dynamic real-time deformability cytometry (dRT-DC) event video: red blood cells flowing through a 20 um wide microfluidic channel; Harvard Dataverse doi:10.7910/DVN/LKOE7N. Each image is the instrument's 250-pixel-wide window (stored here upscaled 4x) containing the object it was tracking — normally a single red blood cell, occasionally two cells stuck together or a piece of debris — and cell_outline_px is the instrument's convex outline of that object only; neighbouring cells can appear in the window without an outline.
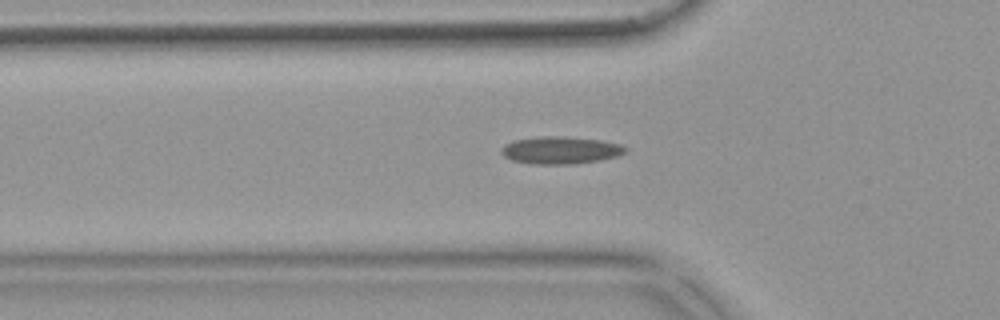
{"species": "common noctule bat (a hibernating species)", "species_latin": "Nyctalus noctula", "temperature_condition": "warm", "stored_images_in_passage": 40, "camera_frame_rate_fps": 3000, "um_per_image_px": 0.085, "animal": {"sex": "female", "body_mass_g": 18.4}, "frame": {"image": 1, "passage_image": 4, "time_ms": 1.0, "image_size_px": [1000, 320], "cell_outline_px": [[628, 152], [616, 156], [600, 160], [576, 164], [532, 164], [512, 160], [504, 156], [500, 152], [500, 148], [504, 144], [512, 140], [540, 136], [564, 136], [600, 140], [620, 144], [628, 148]], "centroid_in_image_um": [47.63, 12.76], "position_along_channel_um": 78.2, "area_um2": 20.06}}
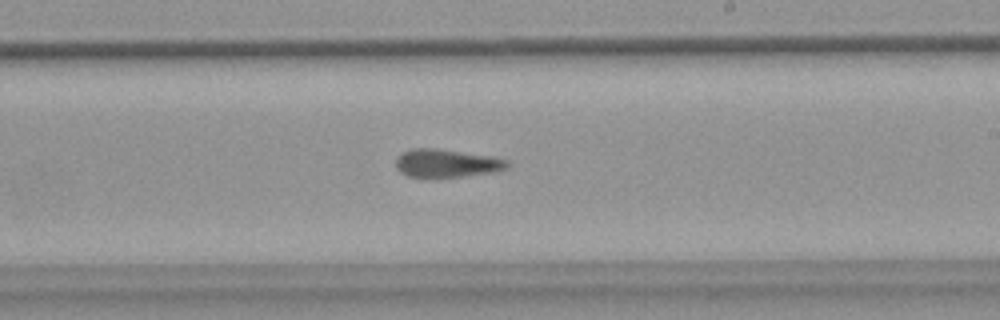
{"frame": {"image": 2, "passage_image": 18, "time_ms": 5.667, "image_size_px": [1000, 320], "cell_outline_px": [[508, 168], [496, 172], [464, 176], [408, 176], [400, 172], [396, 168], [396, 156], [412, 148], [436, 148], [492, 156], [508, 160]], "centroid_in_image_um": [37.98, 13.86], "position_along_channel_um": 251.0, "area_um2": 18.15}}
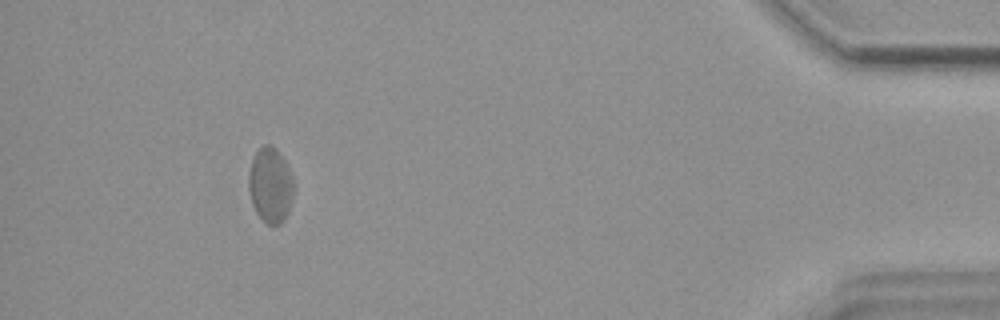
{"frame": {"image": 3, "passage_image": 36, "time_ms": 11.667, "image_size_px": [1000, 320], "cell_outline_px": [[296, 188], [288, 212], [284, 220], [280, 224], [268, 224], [256, 212], [252, 204], [248, 188], [248, 172], [252, 160], [256, 152], [264, 144], [272, 144], [280, 152], [288, 164], [296, 184]], "centroid_in_image_um": [23.02, 15.7], "position_along_channel_um": 412.2, "area_um2": 20.29}, "authors_computed_cell_mechanics": {"area_um2": 18.8428, "velocity_mm_per_s": 3.7048, "shape_relaxation_time_tau1_ms": null, "shape_relaxation_time_tau2_ms": 3.444, "deformation_change_tau1": null, "deformation_change_tau2": 0.1061}}